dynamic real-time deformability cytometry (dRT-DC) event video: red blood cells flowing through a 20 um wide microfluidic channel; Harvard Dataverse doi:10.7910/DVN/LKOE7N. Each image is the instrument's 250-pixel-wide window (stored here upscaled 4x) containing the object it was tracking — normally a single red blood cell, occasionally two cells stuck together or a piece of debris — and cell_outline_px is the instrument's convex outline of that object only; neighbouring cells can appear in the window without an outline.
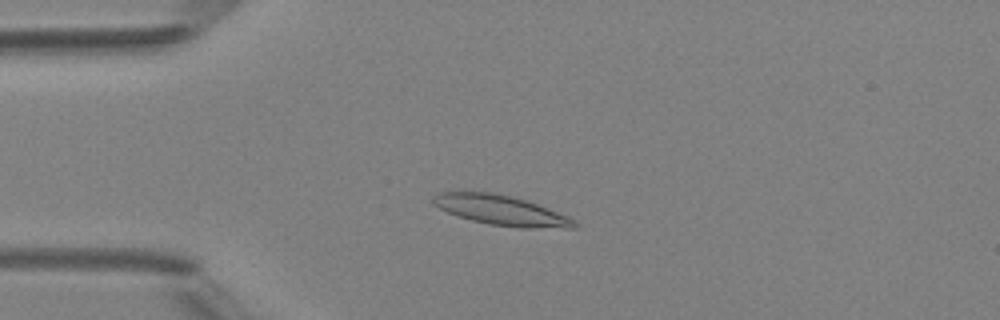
{"species": "Egyptian fruit bat (a non-hibernating species)", "species_latin": "Rousettus aegyptiacus", "temperature_condition": "room temperature", "stored_images_in_passage": 40, "camera_frame_rate_fps": 3000, "um_per_image_px": 0.085, "animal": {"sex": "female"}, "frame": {"image": 1, "passage_image": 3, "time_ms": 0.667, "image_size_px": [1000, 320], "cell_outline_px": [[580, 224], [576, 228], [520, 228], [488, 224], [456, 216], [432, 204], [432, 196], [436, 192], [492, 192], [512, 196], [536, 204], [568, 216]], "centroid_in_image_um": [42.59, 17.88], "position_along_channel_um": 42.4, "area_um2": 24.68}}
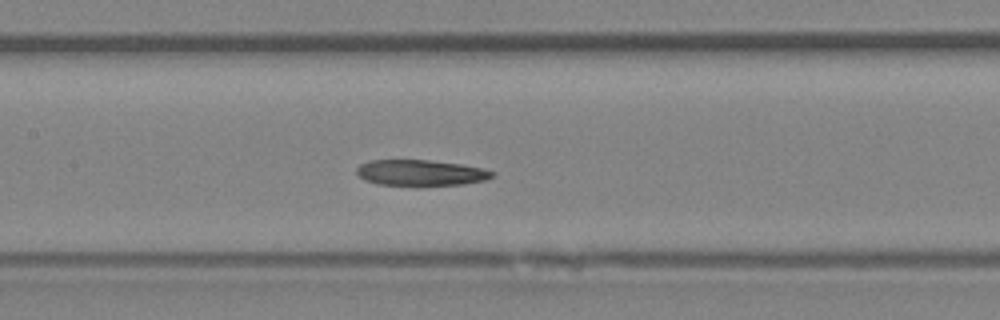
{"frame": {"image": 2, "passage_image": 14, "time_ms": 4.333, "image_size_px": [1000, 320], "cell_outline_px": [[496, 172], [492, 176], [484, 180], [464, 184], [416, 188], [380, 184], [364, 180], [356, 172], [356, 168], [360, 164], [372, 160], [428, 160], [460, 164], [480, 168]], "centroid_in_image_um": [35.73, 14.73], "position_along_channel_um": 171.7, "area_um2": 21.04}}
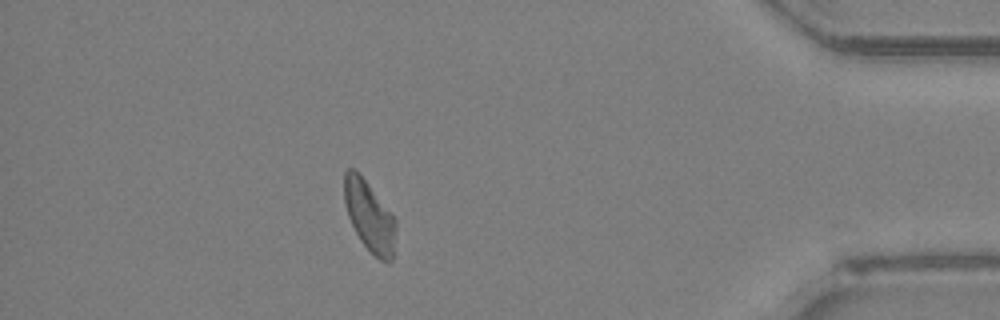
{"frame": {"image": 3, "passage_image": 34, "time_ms": 11.0, "image_size_px": [1000, 320], "cell_outline_px": [[396, 224], [392, 260], [388, 264], [380, 260], [360, 240], [348, 216], [344, 204], [344, 172], [348, 168], [356, 168], [360, 172], [396, 220]], "centroid_in_image_um": [31.38, 18.33], "position_along_channel_um": 403.8, "area_um2": 21.15}, "authors_computed_cell_mechanics": {"area_um2": 21.2126, "velocity_mm_per_s": 4.1765, "shape_relaxation_time_tau1_ms": null, "shape_relaxation_time_tau2_ms": 5.3064, "deformation_change_tau1": null, "deformation_change_tau2": 0.1304}}